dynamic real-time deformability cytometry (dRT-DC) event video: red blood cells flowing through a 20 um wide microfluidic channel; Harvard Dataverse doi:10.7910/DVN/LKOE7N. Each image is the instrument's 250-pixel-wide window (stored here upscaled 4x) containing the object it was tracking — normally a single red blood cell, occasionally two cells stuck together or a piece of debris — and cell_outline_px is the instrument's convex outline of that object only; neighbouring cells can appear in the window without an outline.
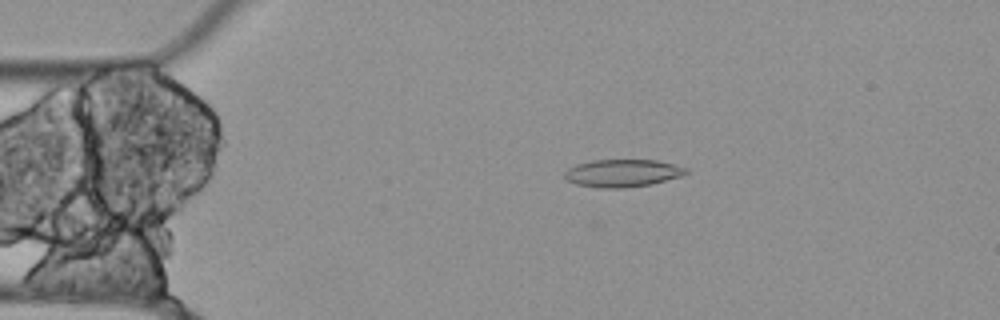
{"species": "Egyptian fruit bat (a non-hibernating species)", "species_latin": "Rousettus aegyptiacus", "temperature_condition": "cold", "stored_images_in_passage": 47, "camera_frame_rate_fps": 3000, "um_per_image_px": 0.085, "animal": {"sex": "female"}, "frame": {"image": 1, "passage_image": 3, "time_ms": 0.667, "image_size_px": [1000, 320], "cell_outline_px": [[688, 172], [680, 176], [652, 184], [624, 188], [600, 188], [576, 184], [568, 180], [564, 176], [564, 172], [568, 168], [576, 164], [592, 160], [656, 160], [688, 168]], "centroid_in_image_um": [52.89, 14.71], "position_along_channel_um": 32.1, "area_um2": 19.48}}
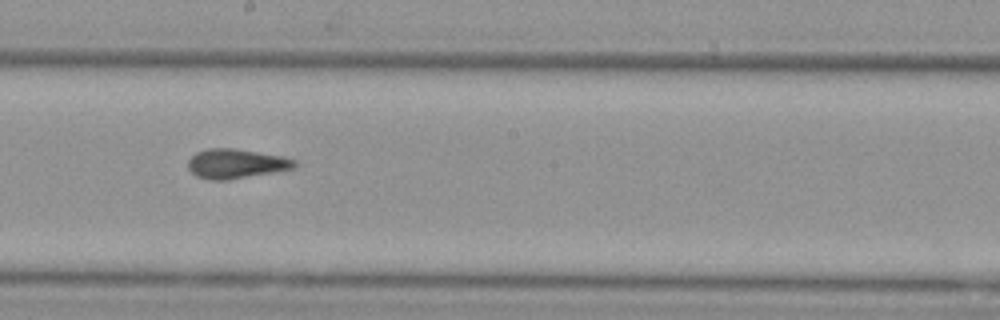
{"frame": {"image": 2, "passage_image": 22, "time_ms": 7.0, "image_size_px": [1000, 320], "cell_outline_px": [[296, 168], [228, 180], [212, 180], [196, 176], [188, 168], [188, 160], [196, 152], [204, 148], [236, 148], [284, 156], [296, 160]], "centroid_in_image_um": [20.07, 13.9], "position_along_channel_um": 228.1, "area_um2": 18.5}}
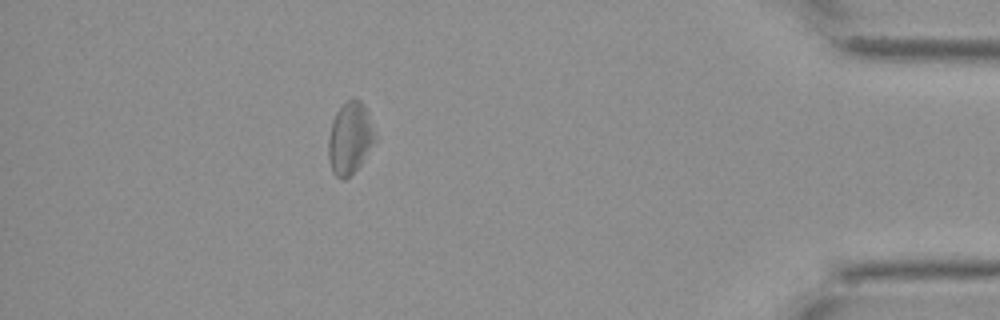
{"frame": {"image": 3, "passage_image": 41, "time_ms": 13.333, "image_size_px": [1000, 320], "cell_outline_px": [[376, 140], [360, 164], [344, 180], [340, 180], [332, 172], [328, 160], [328, 136], [332, 120], [336, 112], [352, 96], [360, 100], [364, 104], [368, 112], [376, 136]], "centroid_in_image_um": [29.73, 11.73], "position_along_channel_um": 405.5, "area_um2": 19.65}, "authors_computed_cell_mechanics": {"area_um2": 19.074, "velocity_mm_per_s": 3.5479, "shape_relaxation_time_tau1_ms": null, "shape_relaxation_time_tau2_ms": 4.2529, "deformation_change_tau1": null, "deformation_change_tau2": 0.1454}}